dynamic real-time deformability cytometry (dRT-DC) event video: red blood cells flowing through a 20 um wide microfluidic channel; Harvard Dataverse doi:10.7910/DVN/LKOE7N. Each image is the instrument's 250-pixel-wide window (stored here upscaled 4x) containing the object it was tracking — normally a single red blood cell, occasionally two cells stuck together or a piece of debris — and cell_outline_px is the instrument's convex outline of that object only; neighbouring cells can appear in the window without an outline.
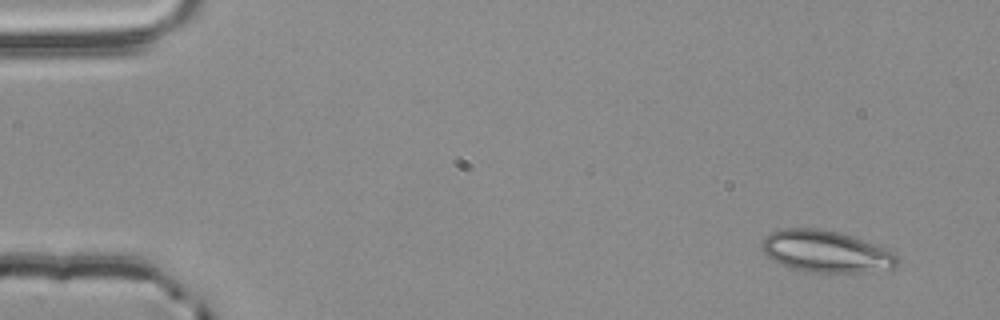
{"species": "common noctule bat (a hibernating species)", "species_latin": "Nyctalus noctula", "temperature_condition": "room temperature", "stored_images_in_passage": 3, "camera_frame_rate_fps": 3000, "um_per_image_px": 0.085, "animal": {"sex": "male", "body_mass_g": 20.4}, "frame": {"image": 1, "passage_image": 1, "time_ms": 0.0, "image_size_px": [1000, 320], "cell_outline_px": [[900, 264], [892, 268], [872, 272], [816, 272], [792, 268], [780, 264], [772, 260], [760, 248], [764, 236], [772, 232], [784, 228], [816, 228], [836, 232], [896, 252], [900, 260]], "centroid_in_image_um": [70.21, 21.39], "position_along_channel_um": 14.8, "area_um2": 32.77}}